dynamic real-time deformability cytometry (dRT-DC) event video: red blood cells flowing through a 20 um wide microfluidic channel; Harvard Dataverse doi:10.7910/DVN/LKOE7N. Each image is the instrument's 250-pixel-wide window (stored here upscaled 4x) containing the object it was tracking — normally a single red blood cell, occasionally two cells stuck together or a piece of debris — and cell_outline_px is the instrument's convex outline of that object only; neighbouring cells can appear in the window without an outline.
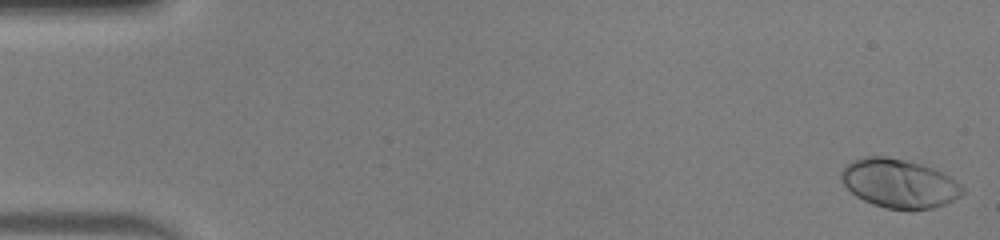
{"species": "human", "species_latin": "Homo sapiens", "temperature_condition": "warm", "stored_images_in_passage": 48, "camera_frame_rate_fps": 3000, "um_per_image_px": 0.085, "donor": {"sex": "male"}, "frame": {"image": 1, "passage_image": 1, "time_ms": 0.0, "image_size_px": [1000, 240], "cell_outline_px": [[964, 192], [960, 196], [944, 204], [932, 208], [884, 208], [872, 204], [856, 196], [840, 180], [840, 172], [852, 160], [864, 156], [884, 156], [904, 160], [920, 164], [932, 168], [956, 180], [964, 188]], "centroid_in_image_um": [76.4, 15.58], "position_along_channel_um": 8.6, "area_um2": 34.04}}
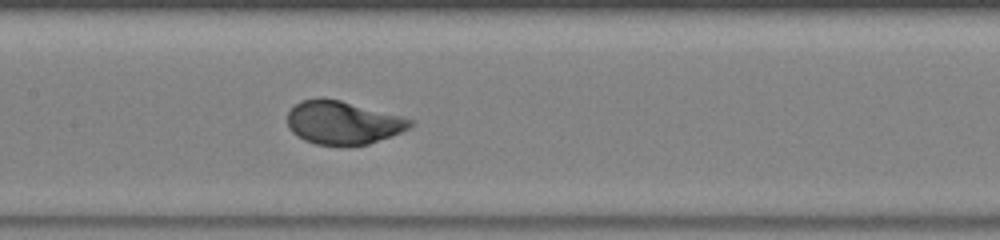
{"frame": {"image": 2, "passage_image": 24, "time_ms": 7.667, "image_size_px": [1000, 240], "cell_outline_px": [[412, 124], [408, 128], [392, 136], [368, 144], [316, 144], [304, 140], [292, 132], [288, 128], [288, 112], [300, 100], [320, 96], [340, 100], [400, 116], [412, 120]], "centroid_in_image_um": [29.09, 10.4], "position_along_channel_um": 178.3, "area_um2": 30.58}}
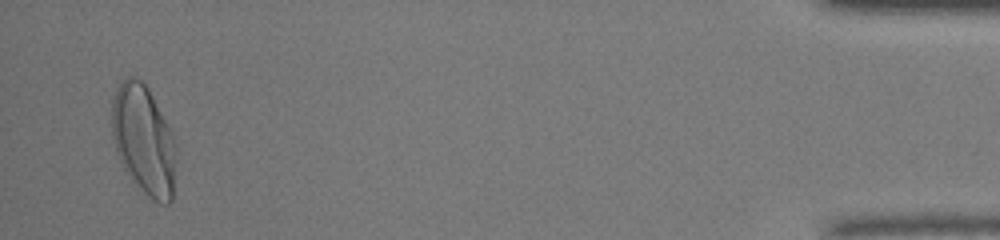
{"frame": {"image": 3, "passage_image": 47, "time_ms": 15.333, "image_size_px": [1000, 240], "cell_outline_px": [[176, 156], [172, 200], [168, 204], [160, 204], [152, 200], [132, 180], [124, 168], [116, 152], [112, 136], [112, 100], [116, 88], [120, 80], [128, 76], [136, 76], [148, 88], [168, 124], [172, 132], [176, 144]], "centroid_in_image_um": [12.21, 11.88], "position_along_channel_um": 423.0, "area_um2": 41.21}, "authors_computed_cell_mechanics": {"area_um2": 31.7322, "velocity_mm_per_s": 4.2562, "shape_relaxation_time_tau1_ms": 2.4174, "shape_relaxation_time_tau2_ms": null, "deformation_change_tau1": 0.1884, "deformation_change_tau2": null}}